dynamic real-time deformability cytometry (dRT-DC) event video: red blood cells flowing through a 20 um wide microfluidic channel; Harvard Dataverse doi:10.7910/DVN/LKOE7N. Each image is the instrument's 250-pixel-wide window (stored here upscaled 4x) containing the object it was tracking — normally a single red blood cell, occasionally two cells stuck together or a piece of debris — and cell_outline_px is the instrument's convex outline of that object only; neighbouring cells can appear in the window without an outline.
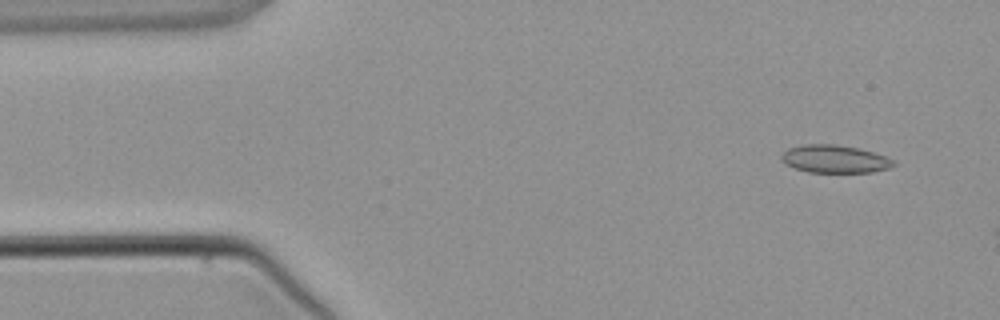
{"species": "common noctule bat (a hibernating species)", "species_latin": "Nyctalus noctula", "temperature_condition": "warm", "stored_images_in_passage": 3, "camera_frame_rate_fps": 3000, "um_per_image_px": 0.085, "animal": {"sex": "male", "body_mass_g": 21.5, "forearm_length_mm": 52.0}, "frame": {"image": 1, "passage_image": 1, "time_ms": 0.0, "image_size_px": [1000, 320], "cell_outline_px": [[896, 164], [888, 168], [872, 172], [808, 172], [796, 168], [780, 160], [780, 156], [788, 148], [804, 144], [836, 144], [860, 148], [896, 160]], "centroid_in_image_um": [70.96, 13.5], "position_along_channel_um": 14.0, "area_um2": 18.15}}